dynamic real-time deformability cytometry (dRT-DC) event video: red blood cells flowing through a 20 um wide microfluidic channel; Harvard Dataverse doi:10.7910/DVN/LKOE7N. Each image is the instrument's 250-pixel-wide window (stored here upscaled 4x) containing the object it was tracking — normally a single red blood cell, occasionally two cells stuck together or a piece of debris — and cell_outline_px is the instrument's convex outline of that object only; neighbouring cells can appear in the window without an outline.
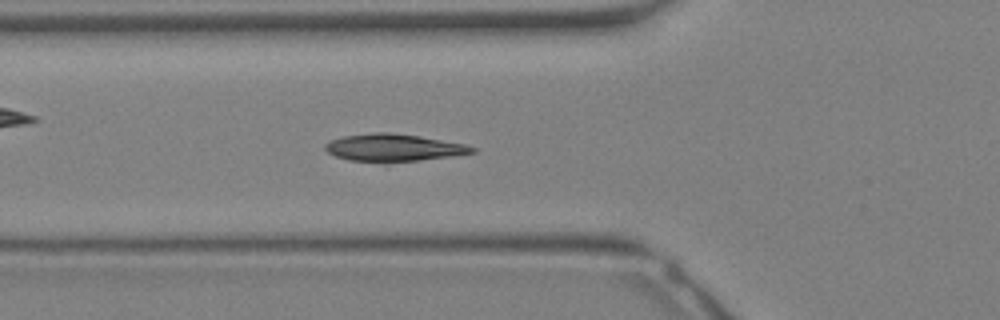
{"species": "Egyptian fruit bat (a non-hibernating species)", "species_latin": "Rousettus aegyptiacus", "temperature_condition": "warm", "stored_images_in_passage": 27, "camera_frame_rate_fps": 3000, "um_per_image_px": 0.085, "animal": {"sex": "female"}, "frame": {"image": 1, "passage_image": 7, "time_ms": 2.0, "image_size_px": [1000, 320], "cell_outline_px": [[476, 152], [452, 156], [388, 164], [384, 164], [348, 160], [336, 156], [328, 152], [324, 148], [324, 144], [328, 140], [340, 136], [376, 132], [388, 132], [420, 136], [464, 144], [476, 148]], "centroid_in_image_um": [33.39, 12.57], "position_along_channel_um": 92.4, "area_um2": 23.99}}
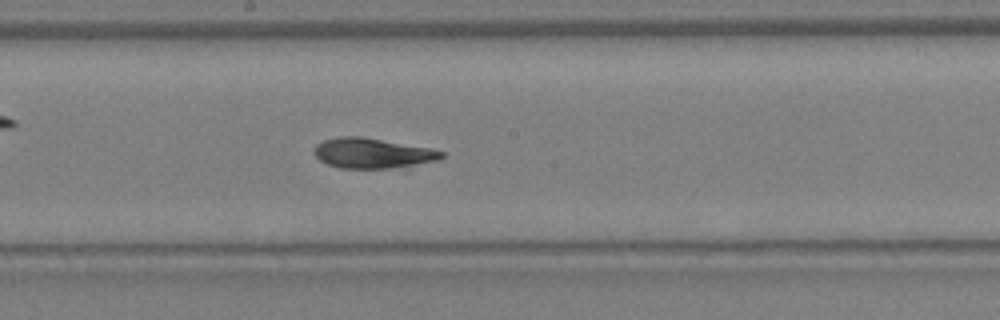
{"frame": {"image": 2, "passage_image": 13, "time_ms": 4.0, "image_size_px": [1000, 320], "cell_outline_px": [[444, 156], [436, 160], [408, 168], [340, 168], [328, 164], [320, 160], [312, 152], [316, 144], [324, 140], [340, 136], [360, 136], [432, 148], [444, 152]], "centroid_in_image_um": [31.69, 13.03], "position_along_channel_um": 216.5, "area_um2": 22.66}}
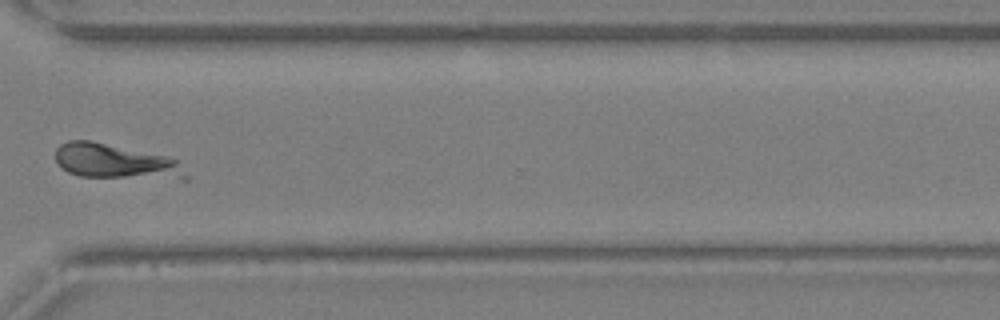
{"frame": {"image": 3, "passage_image": 20, "time_ms": 6.333, "image_size_px": [1000, 320], "cell_outline_px": [[188, 180], [180, 180], [80, 176], [68, 172], [60, 168], [56, 164], [56, 148], [60, 144], [68, 140], [88, 140], [164, 156], [176, 160], [188, 176]], "centroid_in_image_um": [9.79, 13.76], "position_along_channel_um": 360.8, "area_um2": 26.53}}